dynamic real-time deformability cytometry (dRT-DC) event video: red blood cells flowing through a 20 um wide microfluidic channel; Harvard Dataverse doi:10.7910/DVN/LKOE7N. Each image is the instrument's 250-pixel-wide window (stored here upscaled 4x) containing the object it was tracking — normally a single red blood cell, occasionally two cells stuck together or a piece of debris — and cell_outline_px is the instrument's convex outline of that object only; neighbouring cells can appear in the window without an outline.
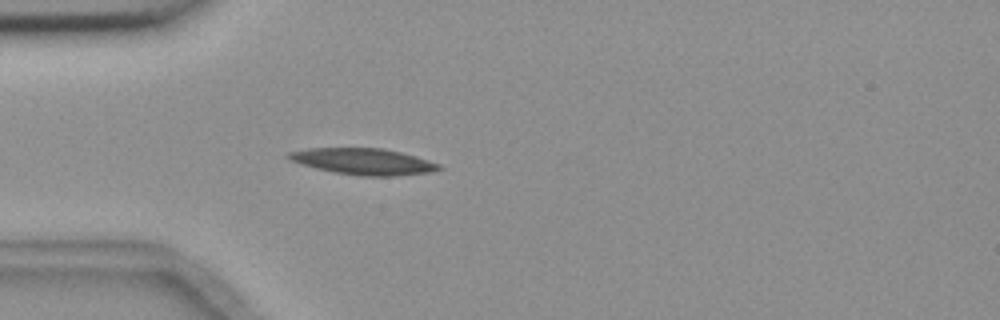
{"species": "common noctule bat (a hibernating species)", "species_latin": "Nyctalus noctula", "temperature_condition": "room temperature", "stored_images_in_passage": 3, "camera_frame_rate_fps": 3000, "um_per_image_px": 0.085, "animal": {"sex": "female", "body_mass_g": 18.4}, "frame": {"image": 1, "passage_image": 3, "time_ms": 3.667, "image_size_px": [1000, 320], "cell_outline_px": [[444, 168], [432, 172], [396, 176], [360, 176], [336, 172], [316, 168], [300, 164], [284, 156], [288, 152], [308, 148], [384, 148], [416, 156], [440, 164]], "centroid_in_image_um": [30.91, 13.72], "position_along_channel_um": 54.1, "area_um2": 23.12}}